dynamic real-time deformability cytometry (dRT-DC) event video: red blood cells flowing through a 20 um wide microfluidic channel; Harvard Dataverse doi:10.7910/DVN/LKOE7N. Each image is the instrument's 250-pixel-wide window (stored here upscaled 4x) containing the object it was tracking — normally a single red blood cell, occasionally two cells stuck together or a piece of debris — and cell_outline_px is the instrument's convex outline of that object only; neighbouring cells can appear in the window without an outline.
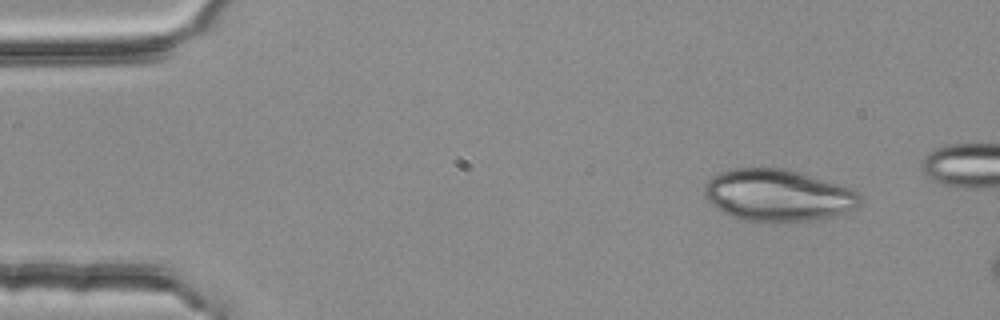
{"species": "common noctule bat (a hibernating species)", "species_latin": "Nyctalus noctula", "temperature_condition": "room temperature", "stored_images_in_passage": 3, "camera_frame_rate_fps": 3000, "um_per_image_px": 0.085, "animal": {"sex": "female", "body_mass_g": 25.1}, "frame": {"image": 1, "passage_image": 1, "time_ms": 0.0, "image_size_px": [1000, 320], "cell_outline_px": [[860, 204], [856, 208], [832, 216], [816, 220], [772, 224], [768, 224], [740, 220], [724, 212], [712, 204], [704, 196], [704, 184], [712, 176], [720, 172], [736, 168], [788, 168], [852, 188], [860, 196]], "centroid_in_image_um": [66.11, 16.62], "position_along_channel_um": 18.9, "area_um2": 47.8}}